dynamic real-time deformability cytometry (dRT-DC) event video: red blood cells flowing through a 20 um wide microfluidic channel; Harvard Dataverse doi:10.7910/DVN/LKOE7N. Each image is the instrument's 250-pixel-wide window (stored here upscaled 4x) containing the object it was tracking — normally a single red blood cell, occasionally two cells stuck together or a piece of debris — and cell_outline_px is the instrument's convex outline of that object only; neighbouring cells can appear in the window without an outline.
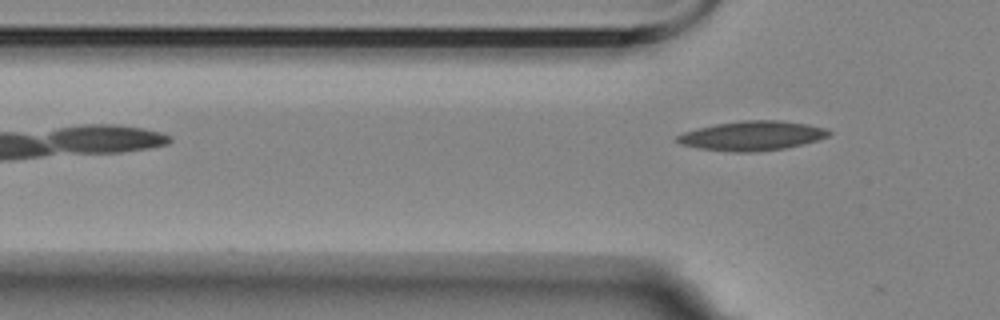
{"species": "Egyptian fruit bat (a non-hibernating species)", "species_latin": "Rousettus aegyptiacus", "temperature_condition": "room temperature", "stored_images_in_passage": 5, "camera_frame_rate_fps": 3000, "um_per_image_px": 0.085, "animal": {"sex": "female"}, "frame": {"image": 1, "passage_image": 5, "time_ms": 4.667, "image_size_px": [1000, 320], "cell_outline_px": [[832, 132], [828, 136], [816, 140], [784, 148], [752, 152], [732, 152], [700, 148], [680, 144], [676, 140], [676, 136], [684, 132], [716, 124], [740, 120], [780, 120], [808, 124], [824, 128]], "centroid_in_image_um": [63.92, 11.53], "position_along_channel_um": 61.9, "area_um2": 25.72}}